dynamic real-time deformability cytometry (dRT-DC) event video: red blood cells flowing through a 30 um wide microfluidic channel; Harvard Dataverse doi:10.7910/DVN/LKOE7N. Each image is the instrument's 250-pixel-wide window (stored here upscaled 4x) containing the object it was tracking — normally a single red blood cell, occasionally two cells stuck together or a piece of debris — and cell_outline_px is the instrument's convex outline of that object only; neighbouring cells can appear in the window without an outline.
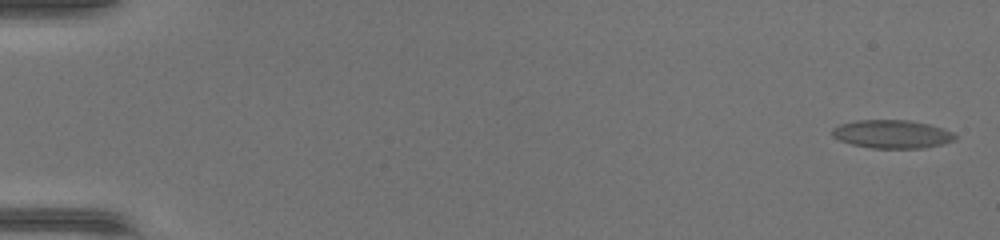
{"species": "common noctule bat (a hibernating species)", "species_latin": "Nyctalus noctula", "temperature_condition": "warm", "stored_images_in_passage": 10, "camera_frame_rate_fps": 3000, "um_per_image_px": 0.085, "animal": {"sex": "female", "body_mass_g": 17.0, "forearm_length_mm": 48.0}, "frame": {"image": 1, "passage_image": 2, "time_ms": 0.333, "image_size_px": [1000, 240], "cell_outline_px": [[956, 136], [952, 140], [940, 144], [920, 148], [872, 148], [852, 144], [840, 140], [832, 136], [832, 128], [840, 124], [856, 120], [908, 120], [928, 124], [952, 132]], "centroid_in_image_um": [75.76, 11.39], "position_along_channel_um": 9.2, "area_um2": 19.94}}